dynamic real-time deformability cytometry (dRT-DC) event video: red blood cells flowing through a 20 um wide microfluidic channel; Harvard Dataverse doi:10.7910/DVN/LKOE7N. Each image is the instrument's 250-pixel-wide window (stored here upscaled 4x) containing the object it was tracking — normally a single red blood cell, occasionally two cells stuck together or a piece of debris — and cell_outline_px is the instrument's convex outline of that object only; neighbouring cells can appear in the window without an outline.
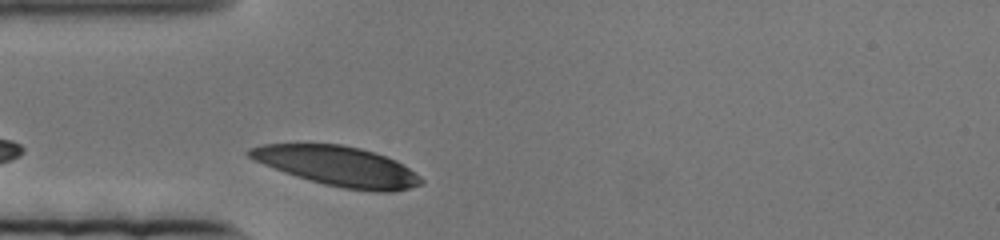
{"species": "human", "species_latin": "Homo sapiens", "temperature_condition": "cold", "stored_images_in_passage": 7, "camera_frame_rate_fps": 3000, "um_per_image_px": 0.085, "donor": {"sex": "female"}, "frame": {"image": 1, "passage_image": 1, "time_ms": 0.0, "image_size_px": [1000, 240], "cell_outline_px": [[424, 184], [392, 192], [376, 192], [344, 188], [324, 184], [296, 176], [284, 172], [264, 164], [248, 156], [244, 152], [248, 148], [264, 144], [340, 144], [360, 148], [396, 160], [420, 176], [424, 180]], "centroid_in_image_um": [28.71, 14.12], "position_along_channel_um": 56.3, "area_um2": 39.48}}
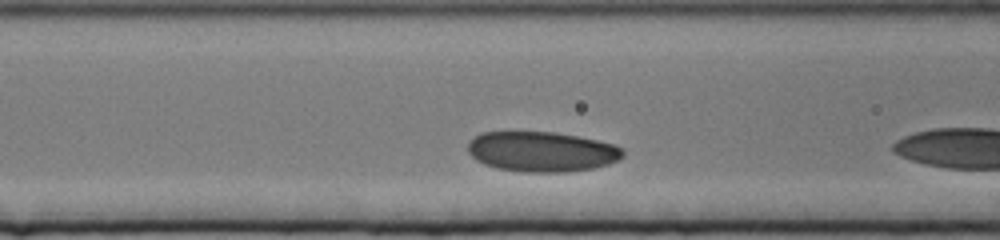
{"frame": {"image": 2, "passage_image": 5, "time_ms": 1.333, "image_size_px": [1000, 240], "cell_outline_px": [[624, 156], [620, 160], [608, 164], [592, 168], [564, 172], [520, 172], [496, 168], [484, 164], [476, 160], [468, 152], [468, 144], [476, 136], [484, 132], [552, 132], [576, 136], [616, 144], [624, 152]], "centroid_in_image_um": [46.06, 12.9], "position_along_channel_um": 120.5, "area_um2": 36.18}}